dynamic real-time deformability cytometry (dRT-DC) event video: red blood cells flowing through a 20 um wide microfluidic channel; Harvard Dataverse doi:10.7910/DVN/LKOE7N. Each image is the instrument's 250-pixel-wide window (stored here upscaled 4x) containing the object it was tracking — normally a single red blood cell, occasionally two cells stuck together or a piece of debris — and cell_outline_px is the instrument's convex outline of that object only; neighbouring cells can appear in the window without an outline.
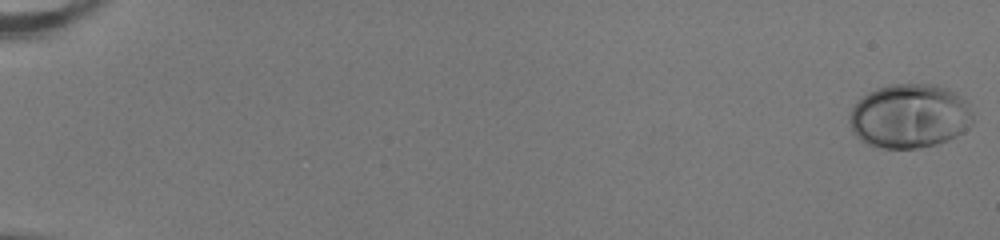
{"species": "human", "species_latin": "Homo sapiens", "temperature_condition": "room temperature", "stored_images_in_passage": 53, "camera_frame_rate_fps": 3000, "um_per_image_px": 0.085, "donor": {"sex": "female"}, "frame": {"image": 1, "passage_image": 1, "time_ms": 0.0, "image_size_px": [1000, 240], "cell_outline_px": [[972, 124], [964, 132], [948, 140], [936, 144], [916, 148], [880, 148], [868, 144], [860, 140], [852, 132], [848, 120], [852, 108], [868, 92], [880, 88], [896, 84], [936, 84], [948, 88], [956, 92], [964, 100], [972, 112]], "centroid_in_image_um": [77.32, 9.87], "position_along_channel_um": 7.7, "area_um2": 46.18}}
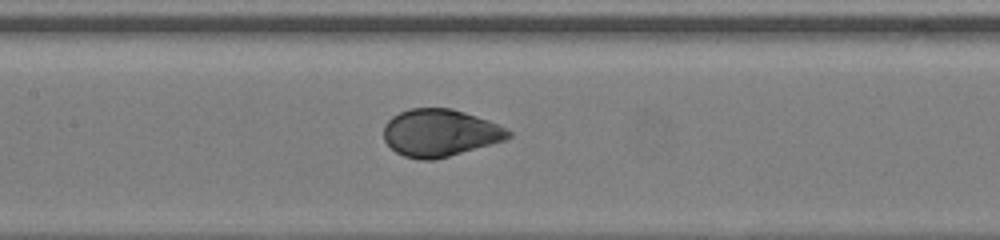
{"frame": {"image": 2, "passage_image": 28, "time_ms": 9.0, "image_size_px": [1000, 240], "cell_outline_px": [[512, 136], [504, 140], [492, 144], [448, 156], [432, 160], [420, 160], [404, 156], [396, 152], [384, 140], [384, 124], [392, 116], [408, 108], [452, 108], [488, 120], [508, 128], [512, 132]], "centroid_in_image_um": [37.4, 11.28], "position_along_channel_um": 170.0, "area_um2": 34.39}}
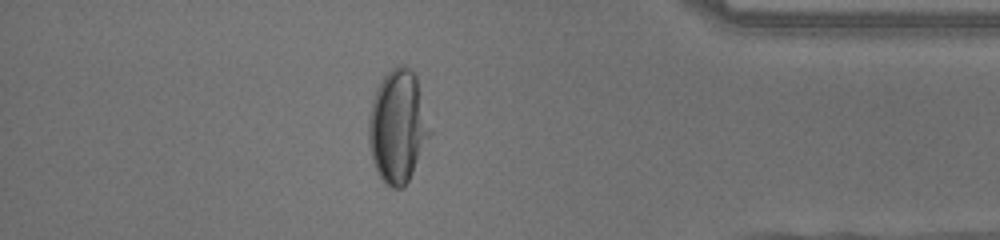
{"frame": {"image": 3, "passage_image": 47, "time_ms": 15.333, "image_size_px": [1000, 240], "cell_outline_px": [[432, 132], [408, 180], [400, 188], [392, 188], [384, 184], [376, 172], [372, 160], [368, 144], [368, 116], [372, 100], [376, 88], [380, 80], [392, 68], [400, 64], [404, 64], [416, 76], [432, 128]], "centroid_in_image_um": [33.79, 10.74], "position_along_channel_um": 401.4, "area_um2": 40.58}, "authors_computed_cell_mechanics": {"area_um2": 36.9342, "velocity_mm_per_s": 4.0273, "shape_relaxation_time_tau1_ms": 4.2749, "shape_relaxation_time_tau2_ms": null, "deformation_change_tau1": 0.2057, "deformation_change_tau2": null}}